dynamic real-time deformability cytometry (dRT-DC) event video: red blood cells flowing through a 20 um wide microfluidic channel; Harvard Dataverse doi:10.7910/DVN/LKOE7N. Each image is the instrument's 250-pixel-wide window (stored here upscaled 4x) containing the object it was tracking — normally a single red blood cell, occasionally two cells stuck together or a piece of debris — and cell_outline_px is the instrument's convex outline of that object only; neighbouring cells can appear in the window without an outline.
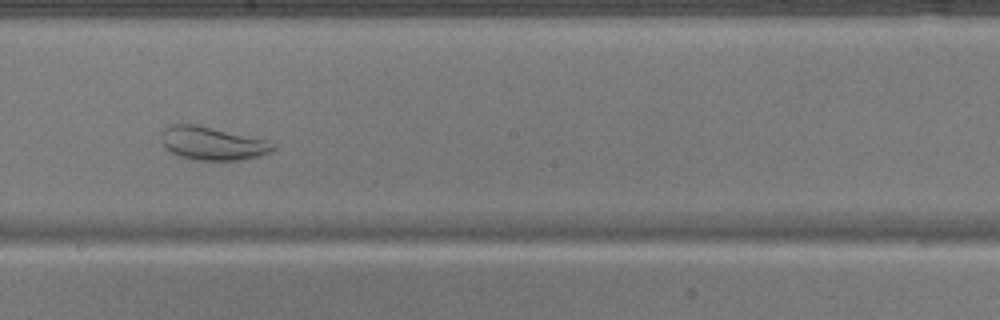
{"species": "common noctule bat (a hibernating species)", "species_latin": "Nyctalus noctula", "temperature_condition": "warm", "stored_images_in_passage": 52, "camera_frame_rate_fps": 3000, "um_per_image_px": 0.085, "animal": {"sex": "male", "body_mass_g": 17.9}, "frame": {"image": 1, "passage_image": 30, "time_ms": 9.667, "image_size_px": [1000, 320], "cell_outline_px": [[276, 148], [272, 152], [260, 156], [244, 160], [196, 160], [176, 156], [168, 152], [164, 148], [160, 140], [160, 136], [164, 128], [168, 124], [196, 124], [268, 140], [276, 144]], "centroid_in_image_um": [18.03, 12.19], "position_along_channel_um": 230.2, "area_um2": 22.25}}
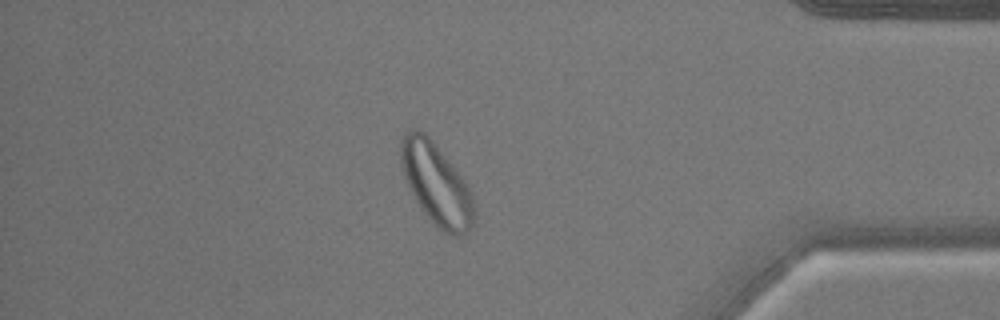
{"frame": {"image": 2, "passage_image": 45, "time_ms": 14.667, "image_size_px": [1000, 320], "cell_outline_px": [[476, 220], [468, 232], [464, 236], [452, 236], [436, 228], [424, 212], [416, 200], [404, 176], [400, 164], [400, 140], [408, 128], [420, 128], [436, 144], [468, 184], [472, 192], [476, 208]], "centroid_in_image_um": [37.12, 15.66], "position_along_channel_um": 398.1, "area_um2": 35.6}}
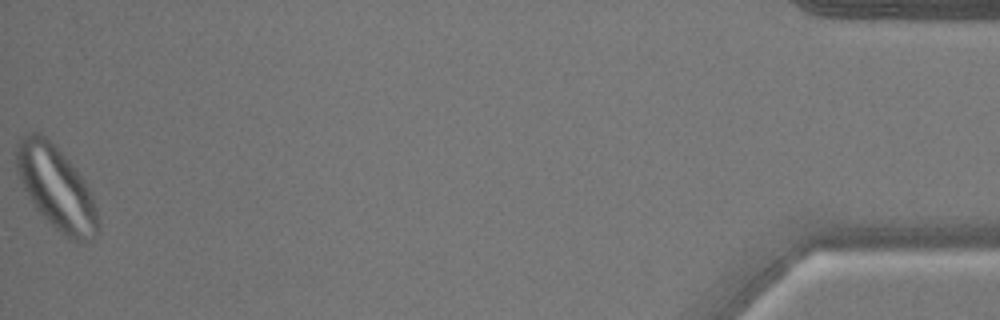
{"frame": {"image": 3, "passage_image": 52, "time_ms": 17.0, "image_size_px": [1000, 320], "cell_outline_px": [[100, 228], [92, 240], [84, 244], [80, 244], [64, 236], [32, 204], [16, 172], [16, 152], [20, 140], [24, 136], [32, 132], [40, 132], [56, 144], [76, 168], [84, 180], [92, 196], [96, 208], [100, 224]], "centroid_in_image_um": [4.81, 15.98], "position_along_channel_um": 430.4, "area_um2": 39.82}}